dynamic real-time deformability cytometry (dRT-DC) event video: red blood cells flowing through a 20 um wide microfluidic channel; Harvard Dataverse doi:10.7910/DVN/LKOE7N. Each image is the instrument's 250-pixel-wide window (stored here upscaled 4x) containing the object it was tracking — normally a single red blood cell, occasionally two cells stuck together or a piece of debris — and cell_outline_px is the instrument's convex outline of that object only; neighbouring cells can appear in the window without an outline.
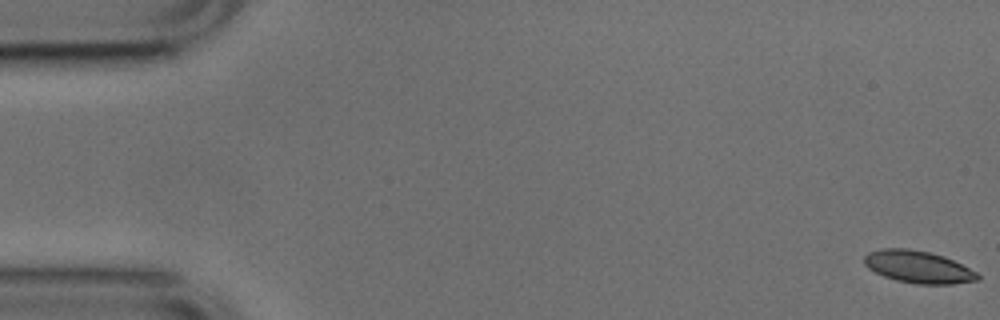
{"species": "common noctule bat (a hibernating species)", "species_latin": "Nyctalus noctula", "temperature_condition": "cold", "stored_images_in_passage": 6, "camera_frame_rate_fps": 3000, "um_per_image_px": 0.085, "animal": {"sex": "male", "body_mass_g": 17.9, "forearm_length_mm": 54.2}, "frame": {"image": 1, "passage_image": 1, "time_ms": 0.0, "image_size_px": [1000, 320], "cell_outline_px": [[980, 280], [952, 284], [916, 284], [896, 280], [884, 276], [868, 268], [864, 264], [864, 256], [868, 252], [880, 248], [908, 248], [928, 252], [944, 256], [976, 272], [980, 276]], "centroid_in_image_um": [78.02, 22.68], "position_along_channel_um": 7.0, "area_um2": 21.27}}
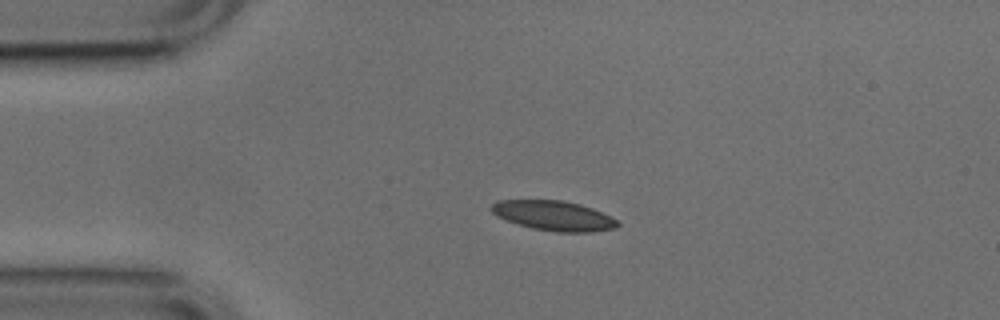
{"frame": {"image": 2, "passage_image": 4, "time_ms": 1.0, "image_size_px": [1000, 320], "cell_outline_px": [[620, 224], [616, 228], [592, 232], [556, 232], [532, 228], [496, 216], [492, 212], [492, 204], [496, 200], [564, 200], [580, 204], [592, 208], [616, 220]], "centroid_in_image_um": [47.07, 18.33], "position_along_channel_um": 37.9, "area_um2": 21.73}}